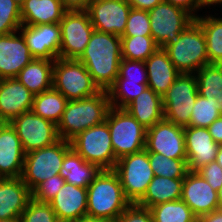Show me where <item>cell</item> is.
<instances>
[{
  "instance_id": "cell-24",
  "label": "cell",
  "mask_w": 222,
  "mask_h": 222,
  "mask_svg": "<svg viewBox=\"0 0 222 222\" xmlns=\"http://www.w3.org/2000/svg\"><path fill=\"white\" fill-rule=\"evenodd\" d=\"M144 63L148 76V87L163 97L180 72L170 61L163 48H158Z\"/></svg>"
},
{
  "instance_id": "cell-43",
  "label": "cell",
  "mask_w": 222,
  "mask_h": 222,
  "mask_svg": "<svg viewBox=\"0 0 222 222\" xmlns=\"http://www.w3.org/2000/svg\"><path fill=\"white\" fill-rule=\"evenodd\" d=\"M115 222H154L149 208L131 203Z\"/></svg>"
},
{
  "instance_id": "cell-23",
  "label": "cell",
  "mask_w": 222,
  "mask_h": 222,
  "mask_svg": "<svg viewBox=\"0 0 222 222\" xmlns=\"http://www.w3.org/2000/svg\"><path fill=\"white\" fill-rule=\"evenodd\" d=\"M32 199V191L20 177L0 178V220L20 218Z\"/></svg>"
},
{
  "instance_id": "cell-4",
  "label": "cell",
  "mask_w": 222,
  "mask_h": 222,
  "mask_svg": "<svg viewBox=\"0 0 222 222\" xmlns=\"http://www.w3.org/2000/svg\"><path fill=\"white\" fill-rule=\"evenodd\" d=\"M180 73L195 74L209 64L206 39L200 24L194 20L177 37L163 48Z\"/></svg>"
},
{
  "instance_id": "cell-39",
  "label": "cell",
  "mask_w": 222,
  "mask_h": 222,
  "mask_svg": "<svg viewBox=\"0 0 222 222\" xmlns=\"http://www.w3.org/2000/svg\"><path fill=\"white\" fill-rule=\"evenodd\" d=\"M21 222H60L49 203L39 202L33 198L22 212Z\"/></svg>"
},
{
  "instance_id": "cell-20",
  "label": "cell",
  "mask_w": 222,
  "mask_h": 222,
  "mask_svg": "<svg viewBox=\"0 0 222 222\" xmlns=\"http://www.w3.org/2000/svg\"><path fill=\"white\" fill-rule=\"evenodd\" d=\"M34 95L16 78L0 79V120L10 122L30 111Z\"/></svg>"
},
{
  "instance_id": "cell-26",
  "label": "cell",
  "mask_w": 222,
  "mask_h": 222,
  "mask_svg": "<svg viewBox=\"0 0 222 222\" xmlns=\"http://www.w3.org/2000/svg\"><path fill=\"white\" fill-rule=\"evenodd\" d=\"M125 109L146 129L164 119L162 96L149 87Z\"/></svg>"
},
{
  "instance_id": "cell-41",
  "label": "cell",
  "mask_w": 222,
  "mask_h": 222,
  "mask_svg": "<svg viewBox=\"0 0 222 222\" xmlns=\"http://www.w3.org/2000/svg\"><path fill=\"white\" fill-rule=\"evenodd\" d=\"M116 80H127V82L148 84L145 63L143 61L122 58Z\"/></svg>"
},
{
  "instance_id": "cell-35",
  "label": "cell",
  "mask_w": 222,
  "mask_h": 222,
  "mask_svg": "<svg viewBox=\"0 0 222 222\" xmlns=\"http://www.w3.org/2000/svg\"><path fill=\"white\" fill-rule=\"evenodd\" d=\"M147 88L148 84L115 80L114 84L107 90L111 107L125 109Z\"/></svg>"
},
{
  "instance_id": "cell-33",
  "label": "cell",
  "mask_w": 222,
  "mask_h": 222,
  "mask_svg": "<svg viewBox=\"0 0 222 222\" xmlns=\"http://www.w3.org/2000/svg\"><path fill=\"white\" fill-rule=\"evenodd\" d=\"M154 222H195L198 217L183 200H173L150 208Z\"/></svg>"
},
{
  "instance_id": "cell-17",
  "label": "cell",
  "mask_w": 222,
  "mask_h": 222,
  "mask_svg": "<svg viewBox=\"0 0 222 222\" xmlns=\"http://www.w3.org/2000/svg\"><path fill=\"white\" fill-rule=\"evenodd\" d=\"M181 200L197 217L219 209L218 192L197 171L187 172L183 181Z\"/></svg>"
},
{
  "instance_id": "cell-22",
  "label": "cell",
  "mask_w": 222,
  "mask_h": 222,
  "mask_svg": "<svg viewBox=\"0 0 222 222\" xmlns=\"http://www.w3.org/2000/svg\"><path fill=\"white\" fill-rule=\"evenodd\" d=\"M50 206L60 222H73L87 214V188L65 182Z\"/></svg>"
},
{
  "instance_id": "cell-51",
  "label": "cell",
  "mask_w": 222,
  "mask_h": 222,
  "mask_svg": "<svg viewBox=\"0 0 222 222\" xmlns=\"http://www.w3.org/2000/svg\"><path fill=\"white\" fill-rule=\"evenodd\" d=\"M201 3L204 8L208 7V9H210V6H222V0H201Z\"/></svg>"
},
{
  "instance_id": "cell-27",
  "label": "cell",
  "mask_w": 222,
  "mask_h": 222,
  "mask_svg": "<svg viewBox=\"0 0 222 222\" xmlns=\"http://www.w3.org/2000/svg\"><path fill=\"white\" fill-rule=\"evenodd\" d=\"M101 169L86 162L72 147L66 152L59 175L65 182L87 188Z\"/></svg>"
},
{
  "instance_id": "cell-8",
  "label": "cell",
  "mask_w": 222,
  "mask_h": 222,
  "mask_svg": "<svg viewBox=\"0 0 222 222\" xmlns=\"http://www.w3.org/2000/svg\"><path fill=\"white\" fill-rule=\"evenodd\" d=\"M113 170L119 177L125 197L131 203H137L144 196L155 176L146 149L121 157Z\"/></svg>"
},
{
  "instance_id": "cell-44",
  "label": "cell",
  "mask_w": 222,
  "mask_h": 222,
  "mask_svg": "<svg viewBox=\"0 0 222 222\" xmlns=\"http://www.w3.org/2000/svg\"><path fill=\"white\" fill-rule=\"evenodd\" d=\"M197 172L210 184L215 190L219 191L222 187V168L216 161L204 165Z\"/></svg>"
},
{
  "instance_id": "cell-7",
  "label": "cell",
  "mask_w": 222,
  "mask_h": 222,
  "mask_svg": "<svg viewBox=\"0 0 222 222\" xmlns=\"http://www.w3.org/2000/svg\"><path fill=\"white\" fill-rule=\"evenodd\" d=\"M71 143L60 139L55 144L25 153L21 179L33 191L41 182L59 174Z\"/></svg>"
},
{
  "instance_id": "cell-47",
  "label": "cell",
  "mask_w": 222,
  "mask_h": 222,
  "mask_svg": "<svg viewBox=\"0 0 222 222\" xmlns=\"http://www.w3.org/2000/svg\"><path fill=\"white\" fill-rule=\"evenodd\" d=\"M209 133L213 140L218 144L222 145V115L216 119L209 127Z\"/></svg>"
},
{
  "instance_id": "cell-5",
  "label": "cell",
  "mask_w": 222,
  "mask_h": 222,
  "mask_svg": "<svg viewBox=\"0 0 222 222\" xmlns=\"http://www.w3.org/2000/svg\"><path fill=\"white\" fill-rule=\"evenodd\" d=\"M52 87L68 101L91 97L101 91L84 64L77 59L54 60Z\"/></svg>"
},
{
  "instance_id": "cell-19",
  "label": "cell",
  "mask_w": 222,
  "mask_h": 222,
  "mask_svg": "<svg viewBox=\"0 0 222 222\" xmlns=\"http://www.w3.org/2000/svg\"><path fill=\"white\" fill-rule=\"evenodd\" d=\"M184 135L188 171H197L215 161L220 145L213 140L208 128L185 126Z\"/></svg>"
},
{
  "instance_id": "cell-15",
  "label": "cell",
  "mask_w": 222,
  "mask_h": 222,
  "mask_svg": "<svg viewBox=\"0 0 222 222\" xmlns=\"http://www.w3.org/2000/svg\"><path fill=\"white\" fill-rule=\"evenodd\" d=\"M131 8L128 0H93L86 11L94 30L122 36Z\"/></svg>"
},
{
  "instance_id": "cell-32",
  "label": "cell",
  "mask_w": 222,
  "mask_h": 222,
  "mask_svg": "<svg viewBox=\"0 0 222 222\" xmlns=\"http://www.w3.org/2000/svg\"><path fill=\"white\" fill-rule=\"evenodd\" d=\"M68 100L53 87L34 95L32 111L56 125L61 121Z\"/></svg>"
},
{
  "instance_id": "cell-6",
  "label": "cell",
  "mask_w": 222,
  "mask_h": 222,
  "mask_svg": "<svg viewBox=\"0 0 222 222\" xmlns=\"http://www.w3.org/2000/svg\"><path fill=\"white\" fill-rule=\"evenodd\" d=\"M106 122L117 160L145 149L146 128L126 109L111 107Z\"/></svg>"
},
{
  "instance_id": "cell-1",
  "label": "cell",
  "mask_w": 222,
  "mask_h": 222,
  "mask_svg": "<svg viewBox=\"0 0 222 222\" xmlns=\"http://www.w3.org/2000/svg\"><path fill=\"white\" fill-rule=\"evenodd\" d=\"M78 60L84 64L99 89L107 91L118 77L122 60L121 36L94 30Z\"/></svg>"
},
{
  "instance_id": "cell-45",
  "label": "cell",
  "mask_w": 222,
  "mask_h": 222,
  "mask_svg": "<svg viewBox=\"0 0 222 222\" xmlns=\"http://www.w3.org/2000/svg\"><path fill=\"white\" fill-rule=\"evenodd\" d=\"M174 6L180 7L190 13L194 18H197L198 12L204 9L201 0H162Z\"/></svg>"
},
{
  "instance_id": "cell-42",
  "label": "cell",
  "mask_w": 222,
  "mask_h": 222,
  "mask_svg": "<svg viewBox=\"0 0 222 222\" xmlns=\"http://www.w3.org/2000/svg\"><path fill=\"white\" fill-rule=\"evenodd\" d=\"M65 180L57 174L41 182L33 191L32 198L39 202L49 203L57 195V192L64 185Z\"/></svg>"
},
{
  "instance_id": "cell-16",
  "label": "cell",
  "mask_w": 222,
  "mask_h": 222,
  "mask_svg": "<svg viewBox=\"0 0 222 222\" xmlns=\"http://www.w3.org/2000/svg\"><path fill=\"white\" fill-rule=\"evenodd\" d=\"M33 58L55 60L59 58L61 28L59 23L22 25L19 29Z\"/></svg>"
},
{
  "instance_id": "cell-3",
  "label": "cell",
  "mask_w": 222,
  "mask_h": 222,
  "mask_svg": "<svg viewBox=\"0 0 222 222\" xmlns=\"http://www.w3.org/2000/svg\"><path fill=\"white\" fill-rule=\"evenodd\" d=\"M130 204L114 170H101L87 187L86 216L116 221Z\"/></svg>"
},
{
  "instance_id": "cell-9",
  "label": "cell",
  "mask_w": 222,
  "mask_h": 222,
  "mask_svg": "<svg viewBox=\"0 0 222 222\" xmlns=\"http://www.w3.org/2000/svg\"><path fill=\"white\" fill-rule=\"evenodd\" d=\"M71 147L88 163L101 170H113L117 159L111 143V135L104 121L78 134L71 141Z\"/></svg>"
},
{
  "instance_id": "cell-31",
  "label": "cell",
  "mask_w": 222,
  "mask_h": 222,
  "mask_svg": "<svg viewBox=\"0 0 222 222\" xmlns=\"http://www.w3.org/2000/svg\"><path fill=\"white\" fill-rule=\"evenodd\" d=\"M202 14L195 18L200 24L206 39V47L209 63L220 64L222 62V17Z\"/></svg>"
},
{
  "instance_id": "cell-52",
  "label": "cell",
  "mask_w": 222,
  "mask_h": 222,
  "mask_svg": "<svg viewBox=\"0 0 222 222\" xmlns=\"http://www.w3.org/2000/svg\"><path fill=\"white\" fill-rule=\"evenodd\" d=\"M215 161L222 168V145L219 147Z\"/></svg>"
},
{
  "instance_id": "cell-36",
  "label": "cell",
  "mask_w": 222,
  "mask_h": 222,
  "mask_svg": "<svg viewBox=\"0 0 222 222\" xmlns=\"http://www.w3.org/2000/svg\"><path fill=\"white\" fill-rule=\"evenodd\" d=\"M150 167L155 176L185 178L188 172L187 159L167 158L160 153L149 152Z\"/></svg>"
},
{
  "instance_id": "cell-11",
  "label": "cell",
  "mask_w": 222,
  "mask_h": 222,
  "mask_svg": "<svg viewBox=\"0 0 222 222\" xmlns=\"http://www.w3.org/2000/svg\"><path fill=\"white\" fill-rule=\"evenodd\" d=\"M151 35L159 48L174 42L195 18L186 10L162 1L148 10Z\"/></svg>"
},
{
  "instance_id": "cell-14",
  "label": "cell",
  "mask_w": 222,
  "mask_h": 222,
  "mask_svg": "<svg viewBox=\"0 0 222 222\" xmlns=\"http://www.w3.org/2000/svg\"><path fill=\"white\" fill-rule=\"evenodd\" d=\"M145 149L167 158L187 159L184 127L166 119L157 122L153 127L146 129Z\"/></svg>"
},
{
  "instance_id": "cell-40",
  "label": "cell",
  "mask_w": 222,
  "mask_h": 222,
  "mask_svg": "<svg viewBox=\"0 0 222 222\" xmlns=\"http://www.w3.org/2000/svg\"><path fill=\"white\" fill-rule=\"evenodd\" d=\"M122 36H152L148 11L131 8Z\"/></svg>"
},
{
  "instance_id": "cell-21",
  "label": "cell",
  "mask_w": 222,
  "mask_h": 222,
  "mask_svg": "<svg viewBox=\"0 0 222 222\" xmlns=\"http://www.w3.org/2000/svg\"><path fill=\"white\" fill-rule=\"evenodd\" d=\"M25 152L9 122L0 127V178L21 177Z\"/></svg>"
},
{
  "instance_id": "cell-10",
  "label": "cell",
  "mask_w": 222,
  "mask_h": 222,
  "mask_svg": "<svg viewBox=\"0 0 222 222\" xmlns=\"http://www.w3.org/2000/svg\"><path fill=\"white\" fill-rule=\"evenodd\" d=\"M198 94L195 74L180 73L162 97L164 119L182 127L187 126Z\"/></svg>"
},
{
  "instance_id": "cell-34",
  "label": "cell",
  "mask_w": 222,
  "mask_h": 222,
  "mask_svg": "<svg viewBox=\"0 0 222 222\" xmlns=\"http://www.w3.org/2000/svg\"><path fill=\"white\" fill-rule=\"evenodd\" d=\"M158 48L152 36H121L124 59L145 62Z\"/></svg>"
},
{
  "instance_id": "cell-30",
  "label": "cell",
  "mask_w": 222,
  "mask_h": 222,
  "mask_svg": "<svg viewBox=\"0 0 222 222\" xmlns=\"http://www.w3.org/2000/svg\"><path fill=\"white\" fill-rule=\"evenodd\" d=\"M198 93L222 113V65L209 63L195 73Z\"/></svg>"
},
{
  "instance_id": "cell-37",
  "label": "cell",
  "mask_w": 222,
  "mask_h": 222,
  "mask_svg": "<svg viewBox=\"0 0 222 222\" xmlns=\"http://www.w3.org/2000/svg\"><path fill=\"white\" fill-rule=\"evenodd\" d=\"M221 115L215 105L198 94L187 126L208 128Z\"/></svg>"
},
{
  "instance_id": "cell-48",
  "label": "cell",
  "mask_w": 222,
  "mask_h": 222,
  "mask_svg": "<svg viewBox=\"0 0 222 222\" xmlns=\"http://www.w3.org/2000/svg\"><path fill=\"white\" fill-rule=\"evenodd\" d=\"M161 2L162 0H128L132 8L147 11L153 9Z\"/></svg>"
},
{
  "instance_id": "cell-18",
  "label": "cell",
  "mask_w": 222,
  "mask_h": 222,
  "mask_svg": "<svg viewBox=\"0 0 222 222\" xmlns=\"http://www.w3.org/2000/svg\"><path fill=\"white\" fill-rule=\"evenodd\" d=\"M33 56L20 31L0 35V79L15 78Z\"/></svg>"
},
{
  "instance_id": "cell-25",
  "label": "cell",
  "mask_w": 222,
  "mask_h": 222,
  "mask_svg": "<svg viewBox=\"0 0 222 222\" xmlns=\"http://www.w3.org/2000/svg\"><path fill=\"white\" fill-rule=\"evenodd\" d=\"M66 11L61 0H26L20 7L22 25L59 23Z\"/></svg>"
},
{
  "instance_id": "cell-38",
  "label": "cell",
  "mask_w": 222,
  "mask_h": 222,
  "mask_svg": "<svg viewBox=\"0 0 222 222\" xmlns=\"http://www.w3.org/2000/svg\"><path fill=\"white\" fill-rule=\"evenodd\" d=\"M21 26L20 6L14 0H0V35L14 33Z\"/></svg>"
},
{
  "instance_id": "cell-53",
  "label": "cell",
  "mask_w": 222,
  "mask_h": 222,
  "mask_svg": "<svg viewBox=\"0 0 222 222\" xmlns=\"http://www.w3.org/2000/svg\"><path fill=\"white\" fill-rule=\"evenodd\" d=\"M218 203H219V209H222V187L218 191Z\"/></svg>"
},
{
  "instance_id": "cell-49",
  "label": "cell",
  "mask_w": 222,
  "mask_h": 222,
  "mask_svg": "<svg viewBox=\"0 0 222 222\" xmlns=\"http://www.w3.org/2000/svg\"><path fill=\"white\" fill-rule=\"evenodd\" d=\"M200 222H222V209H216L210 213L198 217Z\"/></svg>"
},
{
  "instance_id": "cell-28",
  "label": "cell",
  "mask_w": 222,
  "mask_h": 222,
  "mask_svg": "<svg viewBox=\"0 0 222 222\" xmlns=\"http://www.w3.org/2000/svg\"><path fill=\"white\" fill-rule=\"evenodd\" d=\"M54 60L34 58L15 77L33 95L52 88Z\"/></svg>"
},
{
  "instance_id": "cell-29",
  "label": "cell",
  "mask_w": 222,
  "mask_h": 222,
  "mask_svg": "<svg viewBox=\"0 0 222 222\" xmlns=\"http://www.w3.org/2000/svg\"><path fill=\"white\" fill-rule=\"evenodd\" d=\"M184 178H167L154 176L138 205L151 208L155 205L173 200H180Z\"/></svg>"
},
{
  "instance_id": "cell-56",
  "label": "cell",
  "mask_w": 222,
  "mask_h": 222,
  "mask_svg": "<svg viewBox=\"0 0 222 222\" xmlns=\"http://www.w3.org/2000/svg\"><path fill=\"white\" fill-rule=\"evenodd\" d=\"M5 122L0 120V127L4 124Z\"/></svg>"
},
{
  "instance_id": "cell-54",
  "label": "cell",
  "mask_w": 222,
  "mask_h": 222,
  "mask_svg": "<svg viewBox=\"0 0 222 222\" xmlns=\"http://www.w3.org/2000/svg\"><path fill=\"white\" fill-rule=\"evenodd\" d=\"M0 222H21L20 218L2 219Z\"/></svg>"
},
{
  "instance_id": "cell-12",
  "label": "cell",
  "mask_w": 222,
  "mask_h": 222,
  "mask_svg": "<svg viewBox=\"0 0 222 222\" xmlns=\"http://www.w3.org/2000/svg\"><path fill=\"white\" fill-rule=\"evenodd\" d=\"M59 25L61 28L59 58L78 60L94 31L88 12L86 10L66 11Z\"/></svg>"
},
{
  "instance_id": "cell-46",
  "label": "cell",
  "mask_w": 222,
  "mask_h": 222,
  "mask_svg": "<svg viewBox=\"0 0 222 222\" xmlns=\"http://www.w3.org/2000/svg\"><path fill=\"white\" fill-rule=\"evenodd\" d=\"M93 0H61L63 7L67 11L87 10Z\"/></svg>"
},
{
  "instance_id": "cell-50",
  "label": "cell",
  "mask_w": 222,
  "mask_h": 222,
  "mask_svg": "<svg viewBox=\"0 0 222 222\" xmlns=\"http://www.w3.org/2000/svg\"><path fill=\"white\" fill-rule=\"evenodd\" d=\"M73 222H115V221L109 220V219H100V218L84 216V217H81L79 220H76Z\"/></svg>"
},
{
  "instance_id": "cell-2",
  "label": "cell",
  "mask_w": 222,
  "mask_h": 222,
  "mask_svg": "<svg viewBox=\"0 0 222 222\" xmlns=\"http://www.w3.org/2000/svg\"><path fill=\"white\" fill-rule=\"evenodd\" d=\"M110 108L109 94L105 90L91 97L68 101L57 124L59 138L70 142L84 130L103 123Z\"/></svg>"
},
{
  "instance_id": "cell-55",
  "label": "cell",
  "mask_w": 222,
  "mask_h": 222,
  "mask_svg": "<svg viewBox=\"0 0 222 222\" xmlns=\"http://www.w3.org/2000/svg\"><path fill=\"white\" fill-rule=\"evenodd\" d=\"M20 7L26 0H14Z\"/></svg>"
},
{
  "instance_id": "cell-13",
  "label": "cell",
  "mask_w": 222,
  "mask_h": 222,
  "mask_svg": "<svg viewBox=\"0 0 222 222\" xmlns=\"http://www.w3.org/2000/svg\"><path fill=\"white\" fill-rule=\"evenodd\" d=\"M9 123L20 138L25 153L51 146L60 140L57 125L32 110L13 118Z\"/></svg>"
}]
</instances>
